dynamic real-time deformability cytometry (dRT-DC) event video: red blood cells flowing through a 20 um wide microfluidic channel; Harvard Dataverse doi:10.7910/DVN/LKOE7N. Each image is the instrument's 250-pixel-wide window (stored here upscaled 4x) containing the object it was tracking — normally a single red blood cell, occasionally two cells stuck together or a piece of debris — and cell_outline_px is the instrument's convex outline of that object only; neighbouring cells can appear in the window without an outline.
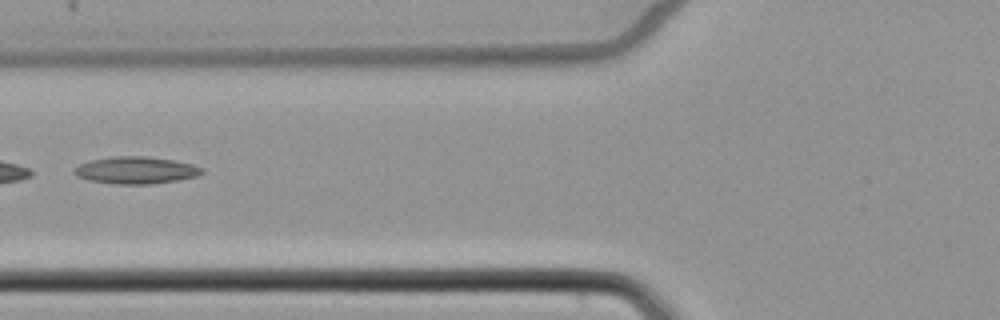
{"species": "common noctule bat (a hibernating species)", "species_latin": "Nyctalus noctula", "temperature_condition": "cold", "stored_images_in_passage": 4, "camera_frame_rate_fps": 3000, "um_per_image_px": 0.085, "animal": {"sex": "female", "body_mass_g": 22.7, "forearm_length_mm": 54.2}, "frame": {"image": 1, "passage_image": 4, "time_ms": 3.667, "image_size_px": [1000, 320], "cell_outline_px": [[204, 172], [196, 176], [176, 180], [152, 184], [116, 184], [88, 180], [76, 176], [72, 172], [80, 164], [88, 160], [116, 156], [144, 156], [176, 160], [192, 164], [204, 168]], "centroid_in_image_um": [11.55, 14.46], "position_along_channel_um": 114.3, "area_um2": 20.23}}